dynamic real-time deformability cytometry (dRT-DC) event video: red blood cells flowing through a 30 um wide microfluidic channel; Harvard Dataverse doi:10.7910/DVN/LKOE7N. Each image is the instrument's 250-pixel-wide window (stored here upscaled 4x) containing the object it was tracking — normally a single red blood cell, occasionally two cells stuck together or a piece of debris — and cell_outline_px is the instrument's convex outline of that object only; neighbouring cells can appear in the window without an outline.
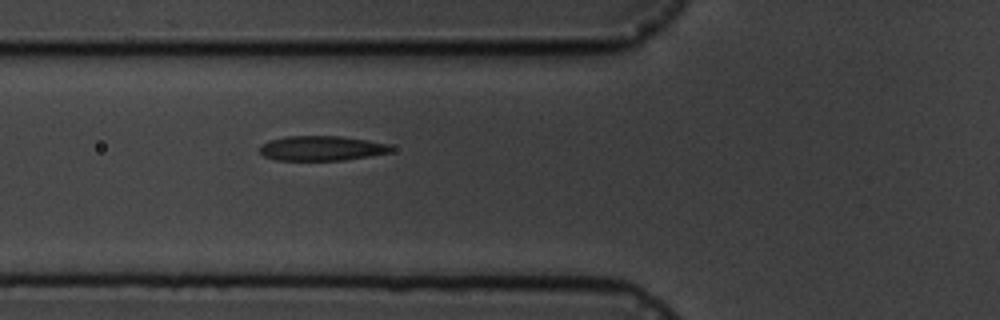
{"species": "common noctule bat (a hibernating species)", "species_latin": "Nyctalus noctula", "temperature_condition": "cold", "stored_images_in_passage": 2, "camera_frame_rate_fps": 3000, "um_per_image_px": 0.085, "animal": {"sex": "male", "body_mass_g": 19.5, "forearm_length_mm": 54.6}, "frame": {"image": 1, "passage_image": 2, "time_ms": 1.0, "image_size_px": [1000, 320], "cell_outline_px": [[396, 148], [392, 152], [344, 160], [276, 160], [264, 156], [260, 152], [260, 144], [268, 140], [284, 136], [340, 136], [368, 140], [388, 144]], "centroid_in_image_um": [27.33, 12.59], "position_along_channel_um": 98.5, "area_um2": 19.13}}